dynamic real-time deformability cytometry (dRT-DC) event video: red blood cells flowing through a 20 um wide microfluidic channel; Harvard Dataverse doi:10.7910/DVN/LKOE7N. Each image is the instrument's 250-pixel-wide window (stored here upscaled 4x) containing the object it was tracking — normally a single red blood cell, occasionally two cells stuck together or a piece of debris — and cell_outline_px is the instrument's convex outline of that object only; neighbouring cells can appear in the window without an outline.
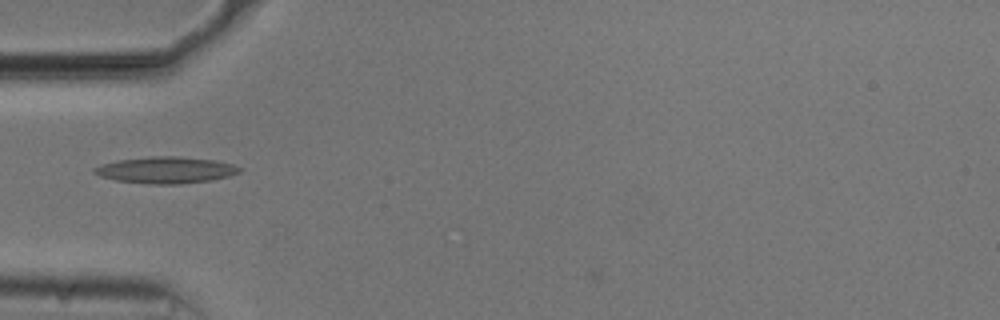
{"species": "common noctule bat (a hibernating species)", "species_latin": "Nyctalus noctula", "temperature_condition": "cold", "stored_images_in_passage": 31, "camera_frame_rate_fps": 3000, "um_per_image_px": 0.085, "animal": {"sex": "male", "body_mass_g": 20.5, "forearm_length_mm": 52.5}, "frame": {"image": 1, "passage_image": 1, "time_ms": 0.0, "image_size_px": [1000, 320], "cell_outline_px": [[244, 168], [240, 172], [228, 176], [212, 180], [180, 184], [148, 184], [116, 180], [100, 176], [92, 172], [92, 168], [100, 164], [120, 160], [152, 156], [180, 156], [216, 160], [232, 164]], "centroid_in_image_um": [14.11, 14.45], "position_along_channel_um": 70.9, "area_um2": 22.6}}
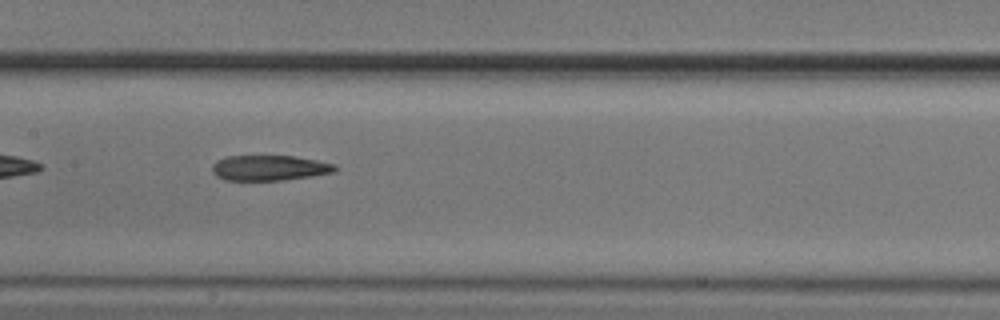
{"frame": {"image": 2, "passage_image": 10, "time_ms": 3.0, "image_size_px": [1000, 320], "cell_outline_px": [[336, 172], [312, 176], [280, 180], [224, 180], [216, 176], [212, 172], [212, 164], [216, 160], [228, 156], [296, 156], [336, 164]], "centroid_in_image_um": [22.89, 14.27], "position_along_channel_um": 184.5, "area_um2": 18.21}}
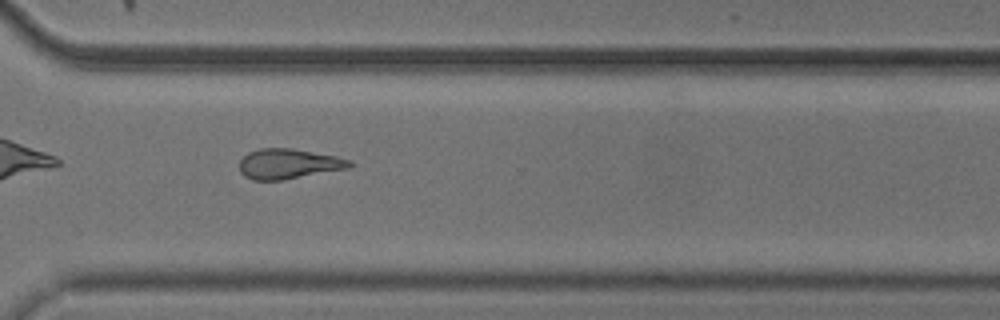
{"frame": {"image": 3, "passage_image": 23, "time_ms": 7.333, "image_size_px": [1000, 320], "cell_outline_px": [[356, 164], [352, 168], [284, 180], [252, 180], [244, 176], [240, 172], [240, 160], [248, 152], [260, 148], [292, 148], [336, 156], [352, 160]], "centroid_in_image_um": [24.59, 13.93], "position_along_channel_um": 346.0, "area_um2": 19.71}, "authors_computed_cell_mechanics": {"area_um2": 19.1318, "velocity_mm_per_s": 3.7446, "shape_relaxation_time_tau1_ms": null, "shape_relaxation_time_tau2_ms": 9.6184, "deformation_change_tau1": null, "deformation_change_tau2": 0.2587}}